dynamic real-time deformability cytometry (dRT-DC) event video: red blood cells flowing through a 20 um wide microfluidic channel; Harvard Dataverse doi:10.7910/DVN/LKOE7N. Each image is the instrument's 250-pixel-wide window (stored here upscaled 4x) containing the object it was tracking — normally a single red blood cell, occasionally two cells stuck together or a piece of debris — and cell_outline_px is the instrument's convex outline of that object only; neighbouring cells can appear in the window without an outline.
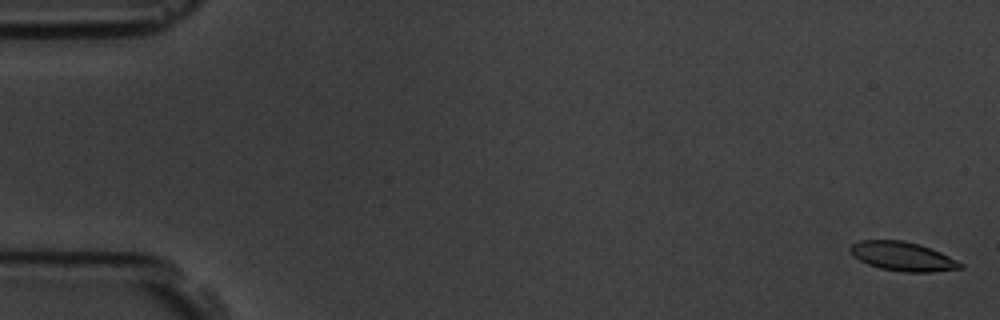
{"species": "common noctule bat (a hibernating species)", "species_latin": "Nyctalus noctula", "temperature_condition": "room temperature", "stored_images_in_passage": 6, "camera_frame_rate_fps": 3000, "um_per_image_px": 0.085, "animal": {"sex": "male", "body_mass_g": 19.5, "forearm_length_mm": 54.6}, "frame": {"image": 1, "passage_image": 1, "time_ms": 0.0, "image_size_px": [1000, 320], "cell_outline_px": [[964, 268], [932, 272], [904, 272], [880, 268], [868, 264], [852, 256], [848, 248], [852, 244], [860, 240], [904, 240], [920, 244], [940, 252], [964, 264]], "centroid_in_image_um": [76.72, 21.79], "position_along_channel_um": 8.3, "area_um2": 18.73}}
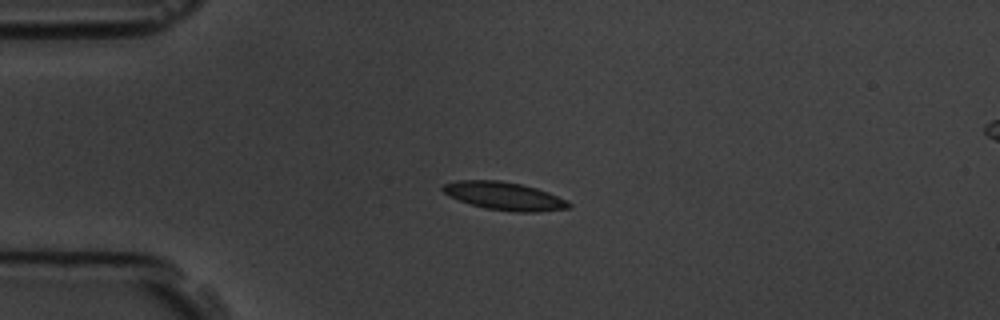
{"frame": {"image": 2, "passage_image": 4, "time_ms": 4.333, "image_size_px": [1000, 320], "cell_outline_px": [[572, 204], [568, 208], [536, 212], [516, 212], [484, 208], [448, 196], [440, 188], [444, 184], [456, 180], [500, 180], [520, 184], [536, 188], [548, 192], [568, 200]], "centroid_in_image_um": [42.86, 16.66], "position_along_channel_um": 42.1, "area_um2": 20.52}}